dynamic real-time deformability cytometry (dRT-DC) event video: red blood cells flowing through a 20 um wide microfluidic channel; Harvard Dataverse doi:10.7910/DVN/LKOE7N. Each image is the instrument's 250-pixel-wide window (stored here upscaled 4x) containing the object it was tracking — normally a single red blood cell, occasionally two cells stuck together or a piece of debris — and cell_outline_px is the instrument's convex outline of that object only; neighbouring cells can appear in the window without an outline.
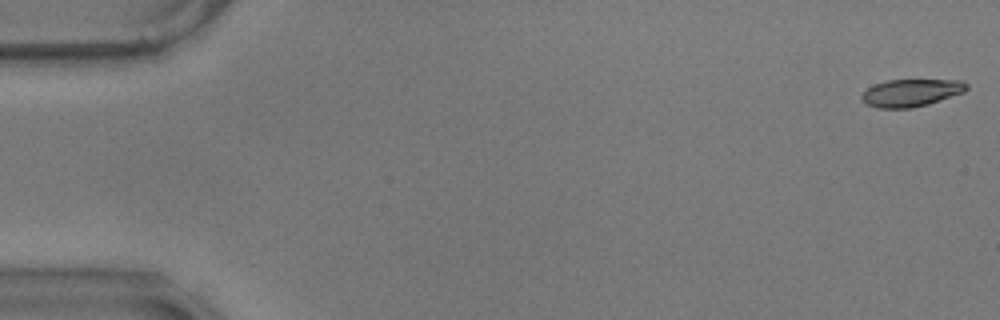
{"species": "common noctule bat (a hibernating species)", "species_latin": "Nyctalus noctula", "temperature_condition": "warm", "stored_images_in_passage": 58, "camera_frame_rate_fps": 3000, "um_per_image_px": 0.085, "animal": {"sex": "male", "body_mass_g": 17.9}, "frame": {"image": 1, "passage_image": 1, "time_ms": 0.0, "image_size_px": [1000, 320], "cell_outline_px": [[968, 88], [964, 92], [928, 104], [912, 108], [876, 108], [864, 104], [860, 100], [860, 96], [868, 88], [876, 84], [888, 80], [964, 80], [968, 84]], "centroid_in_image_um": [77.43, 7.89], "position_along_channel_um": 7.6, "area_um2": 16.88}}
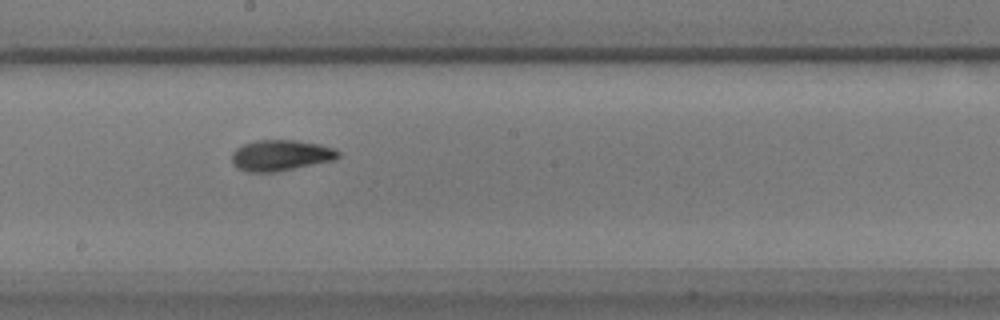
{"frame": {"image": 2, "passage_image": 32, "time_ms": 10.333, "image_size_px": [1000, 320], "cell_outline_px": [[340, 156], [336, 160], [276, 172], [248, 172], [236, 168], [232, 164], [232, 152], [236, 148], [244, 144], [256, 140], [296, 140], [320, 144], [332, 148], [340, 152]], "centroid_in_image_um": [23.86, 13.21], "position_along_channel_um": 224.3, "area_um2": 19.36}}
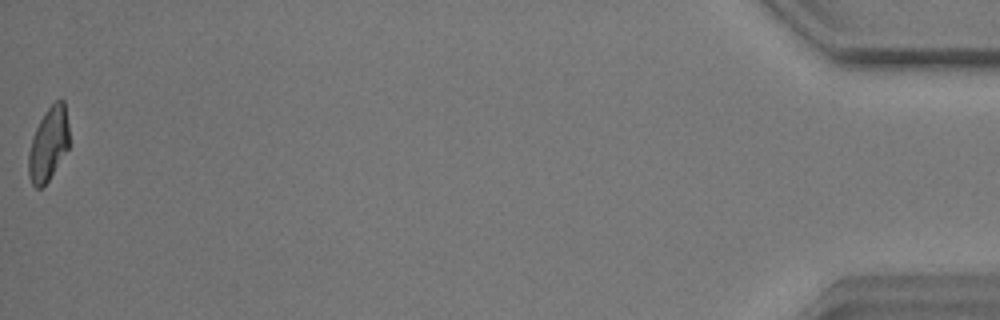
{"frame": {"image": 3, "passage_image": 58, "time_ms": 19.0, "image_size_px": [1000, 320], "cell_outline_px": [[68, 148], [48, 180], [40, 188], [36, 188], [32, 184], [28, 176], [28, 152], [32, 136], [44, 112], [56, 100], [64, 100], [68, 124]], "centroid_in_image_um": [4.09, 12.24], "position_along_channel_um": 431.1, "area_um2": 17.22}, "authors_computed_cell_mechanics": {"area_um2": 18.3226, "velocity_mm_per_s": 3.4869, "shape_relaxation_time_tau1_ms": 4.2486, "shape_relaxation_time_tau2_ms": 1.5663, "deformation_change_tau1": 0.1649, "deformation_change_tau2": 0.0727}}